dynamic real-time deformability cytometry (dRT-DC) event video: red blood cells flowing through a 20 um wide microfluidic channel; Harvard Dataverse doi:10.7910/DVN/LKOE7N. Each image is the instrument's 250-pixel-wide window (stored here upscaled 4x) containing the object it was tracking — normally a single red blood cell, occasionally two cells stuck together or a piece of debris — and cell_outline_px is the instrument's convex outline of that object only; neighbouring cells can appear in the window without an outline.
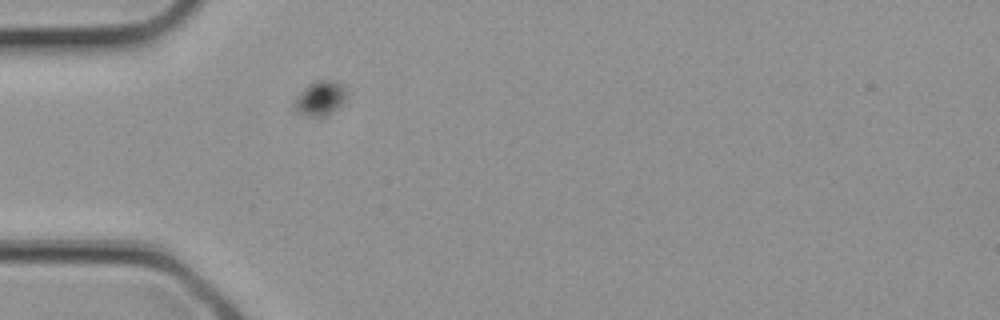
{"species": "common noctule bat (a hibernating species)", "species_latin": "Nyctalus noctula", "temperature_condition": "cold", "stored_images_in_passage": 4, "camera_frame_rate_fps": 3000, "um_per_image_px": 0.085, "animal": {"sex": "female", "body_mass_g": 21.9}, "frame": {"image": 1, "passage_image": 4, "time_ms": 1.0, "image_size_px": [1000, 320], "cell_outline_px": [[348, 96], [328, 116], [308, 116], [292, 108], [292, 104], [296, 96], [308, 84], [316, 80], [328, 80], [340, 84], [344, 88]], "centroid_in_image_um": [27.17, 8.36], "position_along_channel_um": 57.8, "area_um2": 10.4}}